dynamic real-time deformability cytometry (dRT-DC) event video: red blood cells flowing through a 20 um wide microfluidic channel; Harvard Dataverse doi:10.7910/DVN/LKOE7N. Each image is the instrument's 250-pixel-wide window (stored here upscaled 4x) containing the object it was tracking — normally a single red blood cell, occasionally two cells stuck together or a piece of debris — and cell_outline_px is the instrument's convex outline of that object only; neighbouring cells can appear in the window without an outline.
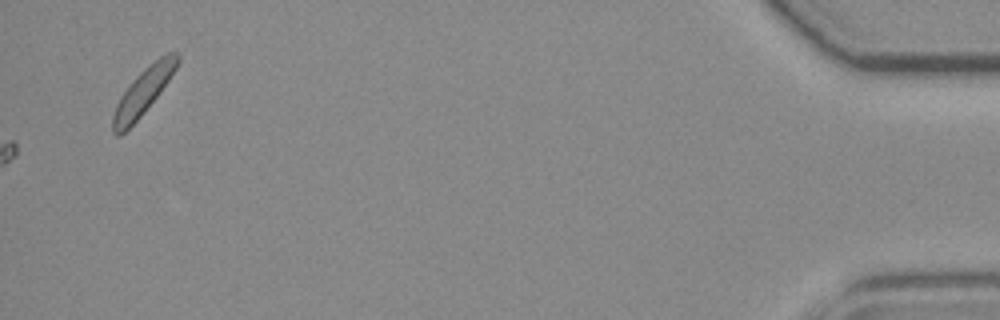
{"species": "common noctule bat (a hibernating species)", "species_latin": "Nyctalus noctula", "temperature_condition": "room temperature", "stored_images_in_passage": 52, "camera_frame_rate_fps": 3000, "um_per_image_px": 0.085, "animal": {"sex": "female", "body_mass_g": 19.3, "forearm_length_mm": 54.1}, "frame": {"image": 1, "passage_image": 52, "time_ms": 17.0, "image_size_px": [1000, 320], "cell_outline_px": [[180, 60], [176, 68], [160, 92], [140, 116], [120, 136], [116, 136], [112, 132], [112, 116], [116, 104], [120, 96], [132, 80], [144, 68], [160, 56], [168, 52], [180, 52]], "centroid_in_image_um": [12.16, 7.77], "position_along_channel_um": 423.0, "area_um2": 17.22}, "authors_computed_cell_mechanics": {"area_um2": 10.2306, "velocity_mm_per_s": 3.9689, "shape_relaxation_time_tau1_ms": 2.3967, "shape_relaxation_time_tau2_ms": null, "deformation_change_tau1": 0.1224, "deformation_change_tau2": null}}